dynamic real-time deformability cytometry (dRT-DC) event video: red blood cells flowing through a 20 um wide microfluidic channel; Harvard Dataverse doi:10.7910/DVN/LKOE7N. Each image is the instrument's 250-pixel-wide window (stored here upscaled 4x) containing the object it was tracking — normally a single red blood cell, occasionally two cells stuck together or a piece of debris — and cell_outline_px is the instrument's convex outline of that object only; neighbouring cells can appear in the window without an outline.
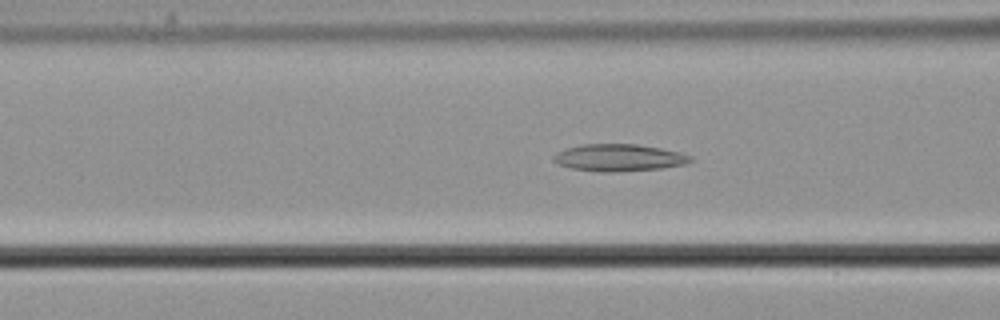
{"species": "common noctule bat (a hibernating species)", "species_latin": "Nyctalus noctula", "temperature_condition": "cold", "stored_images_in_passage": 42, "camera_frame_rate_fps": 3000, "um_per_image_px": 0.085, "animal": {"sex": "male", "body_mass_g": 21.5, "forearm_length_mm": 52.0}, "frame": {"image": 1, "passage_image": 8, "time_ms": 2.333, "image_size_px": [1000, 320], "cell_outline_px": [[696, 160], [688, 164], [664, 168], [616, 172], [600, 172], [572, 168], [556, 164], [552, 160], [552, 156], [556, 152], [568, 148], [584, 144], [636, 144], [660, 148], [680, 152], [692, 156]], "centroid_in_image_um": [52.65, 13.41], "position_along_channel_um": 113.9, "area_um2": 21.91}}
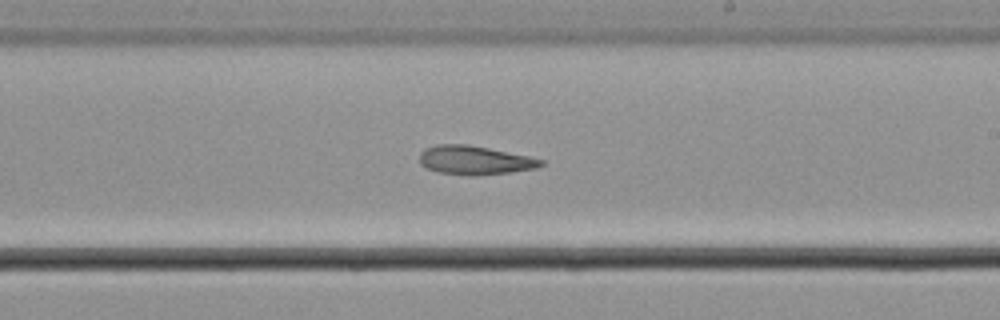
{"frame": {"image": 2, "passage_image": 19, "time_ms": 6.0, "image_size_px": [1000, 320], "cell_outline_px": [[544, 164], [536, 168], [508, 172], [472, 176], [468, 176], [436, 172], [424, 168], [420, 164], [420, 152], [424, 148], [436, 144], [468, 144], [528, 156], [544, 160]], "centroid_in_image_um": [40.28, 13.62], "position_along_channel_um": 248.7, "area_um2": 20.52}}
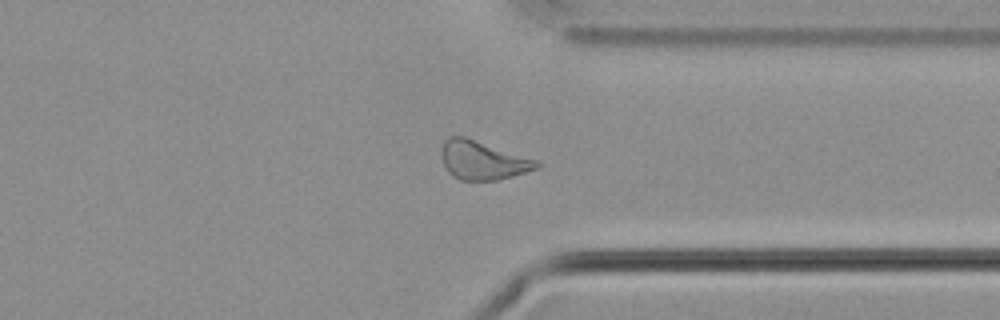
{"frame": {"image": 3, "passage_image": 29, "time_ms": 9.333, "image_size_px": [1000, 320], "cell_outline_px": [[540, 168], [512, 176], [496, 180], [460, 180], [452, 176], [448, 172], [444, 164], [444, 140], [452, 136], [464, 136], [536, 160], [540, 164]], "centroid_in_image_um": [41.05, 13.64], "position_along_channel_um": 370.3, "area_um2": 20.92}, "authors_computed_cell_mechanics": {"area_um2": 21.0103, "velocity_mm_per_s": 3.6765, "shape_relaxation_time_tau1_ms": null, "shape_relaxation_time_tau2_ms": 5.1662, "deformation_change_tau1": null, "deformation_change_tau2": 0.1072}}